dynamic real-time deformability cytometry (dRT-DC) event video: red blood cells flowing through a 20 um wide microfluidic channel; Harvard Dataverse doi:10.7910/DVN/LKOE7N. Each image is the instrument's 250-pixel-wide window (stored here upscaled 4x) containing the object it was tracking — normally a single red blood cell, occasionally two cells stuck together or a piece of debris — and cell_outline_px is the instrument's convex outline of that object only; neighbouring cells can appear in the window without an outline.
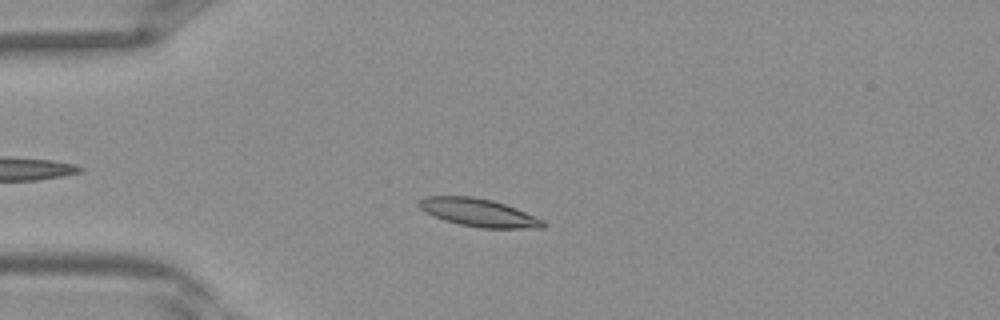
{"species": "Egyptian fruit bat (a non-hibernating species)", "species_latin": "Rousettus aegyptiacus", "temperature_condition": "warm", "stored_images_in_passage": 34, "camera_frame_rate_fps": 3000, "um_per_image_px": 0.085, "frame": {"image": 1, "passage_image": 4, "time_ms": 1.0, "image_size_px": [1000, 320], "cell_outline_px": [[548, 224], [544, 228], [480, 228], [460, 224], [444, 220], [424, 212], [416, 204], [416, 200], [428, 196], [472, 196], [492, 200], [516, 208], [544, 220]], "centroid_in_image_um": [40.67, 18.07], "position_along_channel_um": 44.3, "area_um2": 20.35}}
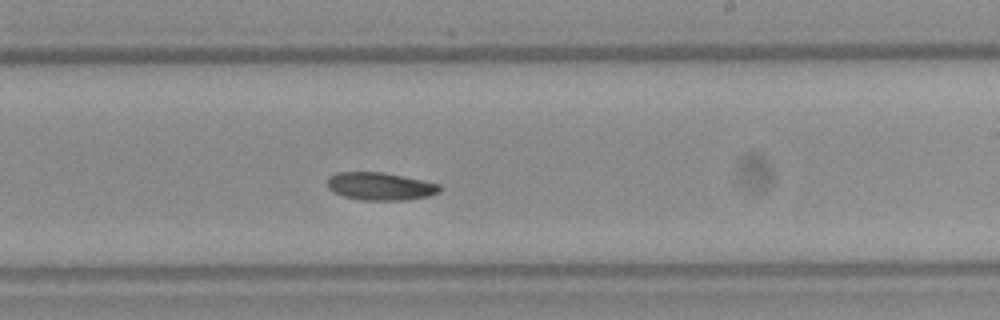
{"frame": {"image": 2, "passage_image": 18, "time_ms": 5.667, "image_size_px": [1000, 320], "cell_outline_px": [[440, 192], [428, 196], [404, 200], [360, 200], [344, 196], [332, 192], [328, 188], [328, 176], [336, 172], [384, 172], [404, 176], [440, 184]], "centroid_in_image_um": [32.3, 15.83], "position_along_channel_um": 256.7, "area_um2": 18.26}}
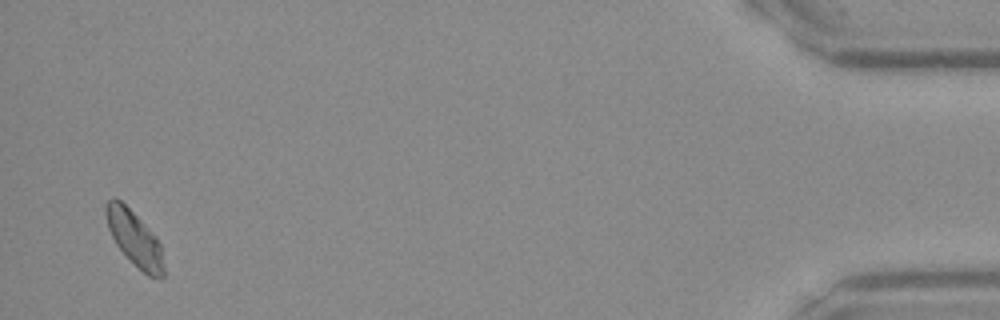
{"frame": {"image": 3, "passage_image": 33, "time_ms": 10.667, "image_size_px": [1000, 320], "cell_outline_px": [[164, 276], [160, 280], [148, 276], [116, 244], [108, 228], [104, 212], [104, 204], [112, 196], [120, 200], [156, 236], [160, 244], [164, 268]], "centroid_in_image_um": [11.42, 20.25], "position_along_channel_um": 423.8, "area_um2": 18.21}}